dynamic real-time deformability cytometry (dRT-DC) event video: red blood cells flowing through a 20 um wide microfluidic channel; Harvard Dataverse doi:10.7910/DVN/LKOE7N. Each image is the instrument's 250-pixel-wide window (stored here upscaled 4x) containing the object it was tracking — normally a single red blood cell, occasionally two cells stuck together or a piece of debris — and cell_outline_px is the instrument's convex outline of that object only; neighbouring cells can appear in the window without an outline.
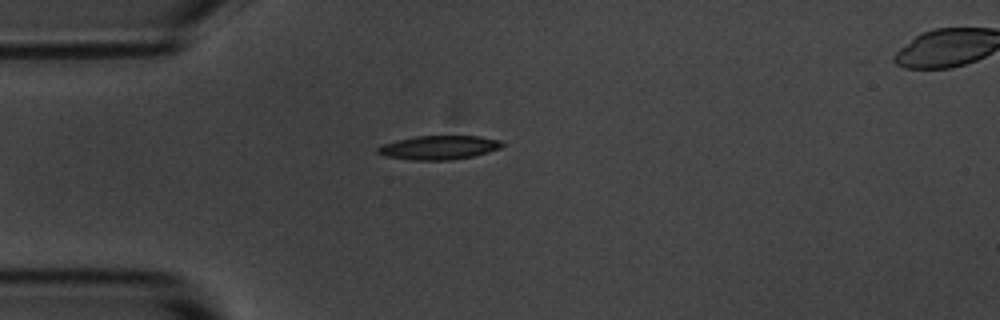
{"species": "common noctule bat (a hibernating species)", "species_latin": "Nyctalus noctula", "temperature_condition": "room temperature", "stored_images_in_passage": 2, "segment_of_instrument_passage": [1, 2], "camera_frame_rate_fps": 3000, "um_per_image_px": 0.085, "animal": {"sex": "male", "body_mass_g": 20.1, "forearm_length_mm": 53.5}, "frame": {"image": 1, "passage_image": 1, "time_ms": 0.0, "image_size_px": [1000, 320], "cell_outline_px": [[504, 144], [500, 148], [488, 152], [472, 156], [448, 160], [412, 160], [384, 156], [376, 152], [376, 148], [384, 144], [396, 140], [416, 136], [480, 136], [500, 140]], "centroid_in_image_um": [37.29, 12.54], "position_along_channel_um": 47.7, "area_um2": 17.28}}